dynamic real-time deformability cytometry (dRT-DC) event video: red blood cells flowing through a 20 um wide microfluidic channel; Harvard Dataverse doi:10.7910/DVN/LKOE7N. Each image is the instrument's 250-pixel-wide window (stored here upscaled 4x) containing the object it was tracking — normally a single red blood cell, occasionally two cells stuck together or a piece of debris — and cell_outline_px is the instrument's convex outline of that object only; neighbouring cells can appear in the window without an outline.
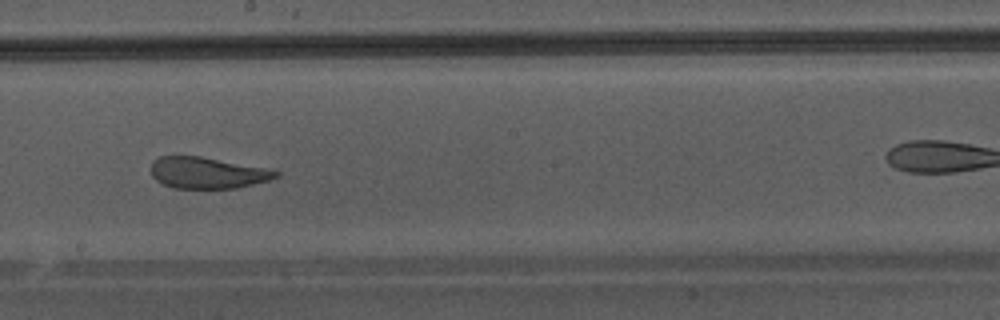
{"species": "Egyptian fruit bat (a non-hibernating species)", "species_latin": "Rousettus aegyptiacus", "temperature_condition": "warm", "stored_images_in_passage": 36, "camera_frame_rate_fps": 3000, "um_per_image_px": 0.085, "animal": {"sex": "male"}, "frame": {"image": 1, "passage_image": 21, "time_ms": 6.667, "image_size_px": [1000, 320], "cell_outline_px": [[280, 176], [268, 180], [236, 188], [172, 188], [156, 180], [152, 176], [152, 160], [160, 156], [200, 156], [264, 168], [280, 172]], "centroid_in_image_um": [17.59, 14.69], "position_along_channel_um": 230.6, "area_um2": 22.54}}